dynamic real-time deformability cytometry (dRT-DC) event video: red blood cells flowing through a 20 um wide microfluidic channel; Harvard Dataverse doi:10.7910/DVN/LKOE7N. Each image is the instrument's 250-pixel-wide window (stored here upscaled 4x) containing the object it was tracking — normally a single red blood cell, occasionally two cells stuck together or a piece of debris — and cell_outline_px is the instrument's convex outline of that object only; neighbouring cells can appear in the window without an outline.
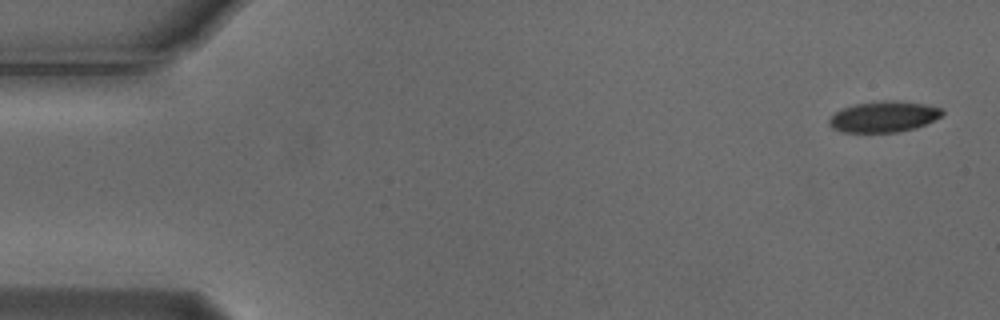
{"species": "Egyptian fruit bat (a non-hibernating species)", "species_latin": "Rousettus aegyptiacus", "temperature_condition": "cold", "stored_images_in_passage": 4, "camera_frame_rate_fps": 3000, "um_per_image_px": 0.085, "animal": {"sex": "male"}, "frame": {"image": 1, "passage_image": 1, "time_ms": 0.0, "image_size_px": [1000, 320], "cell_outline_px": [[944, 112], [940, 116], [916, 128], [896, 132], [840, 132], [832, 128], [828, 124], [828, 120], [836, 112], [844, 108], [856, 104], [884, 100], [896, 100], [924, 104], [944, 108]], "centroid_in_image_um": [75.11, 9.92], "position_along_channel_um": 9.9, "area_um2": 20.29}}
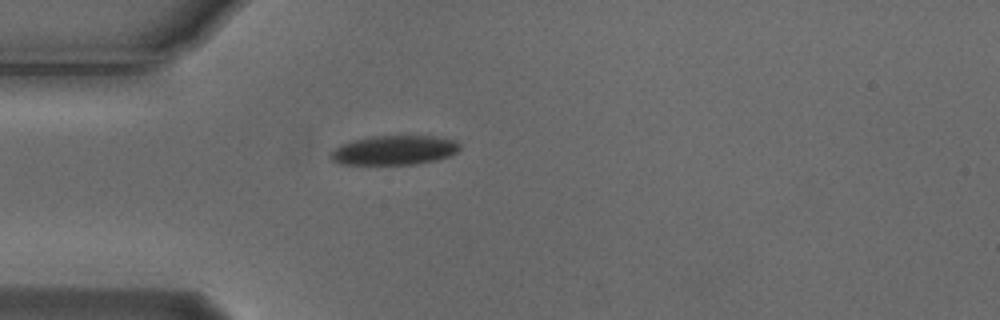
{"frame": {"image": 2, "passage_image": 4, "time_ms": 1.0, "image_size_px": [1000, 320], "cell_outline_px": [[460, 148], [456, 152], [448, 156], [436, 160], [416, 164], [340, 164], [332, 160], [328, 156], [332, 148], [340, 144], [352, 140], [372, 136], [432, 136], [452, 140], [460, 144]], "centroid_in_image_um": [33.43, 12.77], "position_along_channel_um": 51.6, "area_um2": 22.14}}